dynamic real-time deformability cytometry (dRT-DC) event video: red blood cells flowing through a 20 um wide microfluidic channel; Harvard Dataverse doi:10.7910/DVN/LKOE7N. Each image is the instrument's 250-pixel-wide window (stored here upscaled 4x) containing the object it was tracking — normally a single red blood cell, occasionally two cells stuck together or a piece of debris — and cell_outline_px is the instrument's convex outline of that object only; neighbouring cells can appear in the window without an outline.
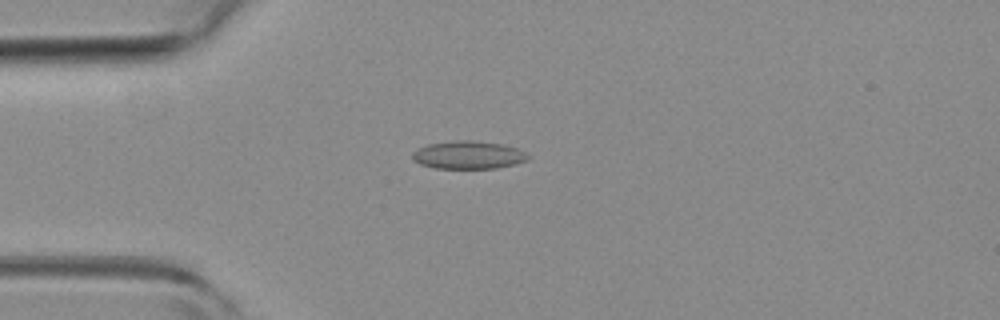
{"species": "common noctule bat (a hibernating species)", "species_latin": "Nyctalus noctula", "temperature_condition": "room temperature", "stored_images_in_passage": 51, "camera_frame_rate_fps": 3000, "um_per_image_px": 0.085, "animal": {"sex": "female", "body_mass_g": 19.3, "forearm_length_mm": 54.1}, "frame": {"image": 1, "passage_image": 13, "time_ms": 4.0, "image_size_px": [1000, 320], "cell_outline_px": [[532, 156], [528, 160], [516, 164], [496, 168], [432, 168], [420, 164], [412, 160], [412, 152], [416, 148], [428, 144], [452, 140], [472, 140], [500, 144], [516, 148]], "centroid_in_image_um": [39.78, 13.17], "position_along_channel_um": 45.2, "area_um2": 19.02}}
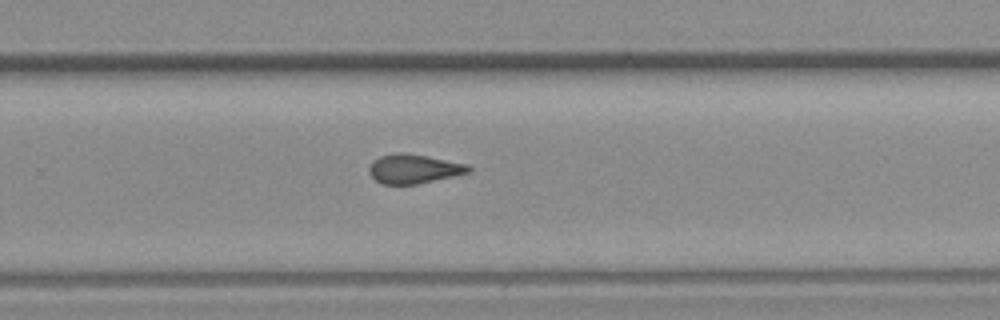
{"frame": {"image": 2, "passage_image": 33, "time_ms": 10.667, "image_size_px": [1000, 320], "cell_outline_px": [[472, 172], [416, 184], [384, 184], [376, 180], [368, 172], [368, 168], [380, 156], [400, 152], [428, 156], [468, 164], [472, 168]], "centroid_in_image_um": [35.22, 14.35], "position_along_channel_um": 294.6, "area_um2": 16.76}}
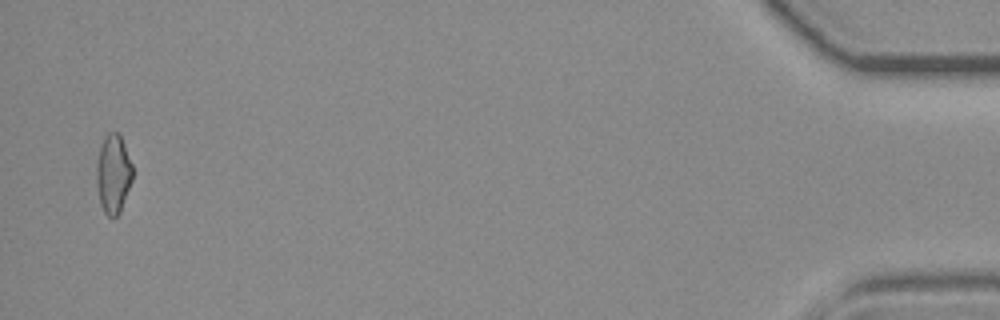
{"frame": {"image": 3, "passage_image": 50, "time_ms": 16.333, "image_size_px": [1000, 320], "cell_outline_px": [[132, 180], [120, 212], [112, 220], [104, 212], [100, 204], [96, 184], [96, 164], [100, 148], [104, 136], [108, 132], [120, 132], [132, 164]], "centroid_in_image_um": [9.62, 14.78], "position_along_channel_um": 425.6, "area_um2": 16.82}, "authors_computed_cell_mechanics": {"area_um2": 17.2244, "velocity_mm_per_s": 3.99, "shape_relaxation_time_tau1_ms": null, "shape_relaxation_time_tau2_ms": 2.4237, "deformation_change_tau1": null, "deformation_change_tau2": 0.0765}}